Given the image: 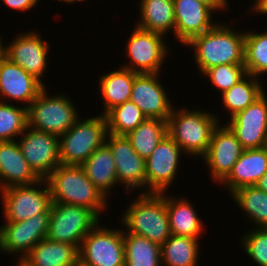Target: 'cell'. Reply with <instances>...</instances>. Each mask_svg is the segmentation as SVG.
Here are the masks:
<instances>
[{
  "instance_id": "obj_1",
  "label": "cell",
  "mask_w": 267,
  "mask_h": 266,
  "mask_svg": "<svg viewBox=\"0 0 267 266\" xmlns=\"http://www.w3.org/2000/svg\"><path fill=\"white\" fill-rule=\"evenodd\" d=\"M228 23H216L193 37L184 46L191 47L201 75L222 64H244L245 31H235Z\"/></svg>"
},
{
  "instance_id": "obj_2",
  "label": "cell",
  "mask_w": 267,
  "mask_h": 266,
  "mask_svg": "<svg viewBox=\"0 0 267 266\" xmlns=\"http://www.w3.org/2000/svg\"><path fill=\"white\" fill-rule=\"evenodd\" d=\"M137 194L120 220L127 233L145 237L161 246L172 235L166 210V192Z\"/></svg>"
},
{
  "instance_id": "obj_3",
  "label": "cell",
  "mask_w": 267,
  "mask_h": 266,
  "mask_svg": "<svg viewBox=\"0 0 267 266\" xmlns=\"http://www.w3.org/2000/svg\"><path fill=\"white\" fill-rule=\"evenodd\" d=\"M46 180L52 202L89 208L99 217L108 209L109 200L87 178L81 165L60 164Z\"/></svg>"
},
{
  "instance_id": "obj_4",
  "label": "cell",
  "mask_w": 267,
  "mask_h": 266,
  "mask_svg": "<svg viewBox=\"0 0 267 266\" xmlns=\"http://www.w3.org/2000/svg\"><path fill=\"white\" fill-rule=\"evenodd\" d=\"M205 111L173 106L168 117V135L192 158H202L207 153L212 133L220 123L219 116Z\"/></svg>"
},
{
  "instance_id": "obj_5",
  "label": "cell",
  "mask_w": 267,
  "mask_h": 266,
  "mask_svg": "<svg viewBox=\"0 0 267 266\" xmlns=\"http://www.w3.org/2000/svg\"><path fill=\"white\" fill-rule=\"evenodd\" d=\"M108 134L105 115L80 118L59 136L60 162L64 165H82L90 155L106 142Z\"/></svg>"
},
{
  "instance_id": "obj_6",
  "label": "cell",
  "mask_w": 267,
  "mask_h": 266,
  "mask_svg": "<svg viewBox=\"0 0 267 266\" xmlns=\"http://www.w3.org/2000/svg\"><path fill=\"white\" fill-rule=\"evenodd\" d=\"M67 93L50 95L46 87L27 107L28 126L57 136L65 134L80 118Z\"/></svg>"
},
{
  "instance_id": "obj_7",
  "label": "cell",
  "mask_w": 267,
  "mask_h": 266,
  "mask_svg": "<svg viewBox=\"0 0 267 266\" xmlns=\"http://www.w3.org/2000/svg\"><path fill=\"white\" fill-rule=\"evenodd\" d=\"M100 220L101 217L89 208L52 202L46 238L79 248L83 238L101 222Z\"/></svg>"
},
{
  "instance_id": "obj_8",
  "label": "cell",
  "mask_w": 267,
  "mask_h": 266,
  "mask_svg": "<svg viewBox=\"0 0 267 266\" xmlns=\"http://www.w3.org/2000/svg\"><path fill=\"white\" fill-rule=\"evenodd\" d=\"M0 195L5 221L20 222L37 214L50 213L52 200L46 179L31 185L8 187L1 190Z\"/></svg>"
},
{
  "instance_id": "obj_9",
  "label": "cell",
  "mask_w": 267,
  "mask_h": 266,
  "mask_svg": "<svg viewBox=\"0 0 267 266\" xmlns=\"http://www.w3.org/2000/svg\"><path fill=\"white\" fill-rule=\"evenodd\" d=\"M79 266H125L123 229L98 223L81 242Z\"/></svg>"
},
{
  "instance_id": "obj_10",
  "label": "cell",
  "mask_w": 267,
  "mask_h": 266,
  "mask_svg": "<svg viewBox=\"0 0 267 266\" xmlns=\"http://www.w3.org/2000/svg\"><path fill=\"white\" fill-rule=\"evenodd\" d=\"M129 36L125 44V55L130 63H123L120 66L139 74L160 73L169 55L165 36L136 26Z\"/></svg>"
},
{
  "instance_id": "obj_11",
  "label": "cell",
  "mask_w": 267,
  "mask_h": 266,
  "mask_svg": "<svg viewBox=\"0 0 267 266\" xmlns=\"http://www.w3.org/2000/svg\"><path fill=\"white\" fill-rule=\"evenodd\" d=\"M50 213H41L20 222L6 221L0 227V252L18 255V261L46 238Z\"/></svg>"
},
{
  "instance_id": "obj_12",
  "label": "cell",
  "mask_w": 267,
  "mask_h": 266,
  "mask_svg": "<svg viewBox=\"0 0 267 266\" xmlns=\"http://www.w3.org/2000/svg\"><path fill=\"white\" fill-rule=\"evenodd\" d=\"M18 139L23 157L40 179H46L61 164L59 136L27 126Z\"/></svg>"
},
{
  "instance_id": "obj_13",
  "label": "cell",
  "mask_w": 267,
  "mask_h": 266,
  "mask_svg": "<svg viewBox=\"0 0 267 266\" xmlns=\"http://www.w3.org/2000/svg\"><path fill=\"white\" fill-rule=\"evenodd\" d=\"M182 154L185 155L168 134L162 138L146 159V193L167 192L176 179Z\"/></svg>"
},
{
  "instance_id": "obj_14",
  "label": "cell",
  "mask_w": 267,
  "mask_h": 266,
  "mask_svg": "<svg viewBox=\"0 0 267 266\" xmlns=\"http://www.w3.org/2000/svg\"><path fill=\"white\" fill-rule=\"evenodd\" d=\"M40 35L37 30L17 33L12 42L3 46V55L44 85L42 79L44 73H47L50 44Z\"/></svg>"
},
{
  "instance_id": "obj_15",
  "label": "cell",
  "mask_w": 267,
  "mask_h": 266,
  "mask_svg": "<svg viewBox=\"0 0 267 266\" xmlns=\"http://www.w3.org/2000/svg\"><path fill=\"white\" fill-rule=\"evenodd\" d=\"M221 121L214 129L207 153L202 157L213 182L221 183L245 150L236 135Z\"/></svg>"
},
{
  "instance_id": "obj_16",
  "label": "cell",
  "mask_w": 267,
  "mask_h": 266,
  "mask_svg": "<svg viewBox=\"0 0 267 266\" xmlns=\"http://www.w3.org/2000/svg\"><path fill=\"white\" fill-rule=\"evenodd\" d=\"M106 143L114 158L118 185H123L127 193L134 189L146 193V160L137 154L126 135L108 133Z\"/></svg>"
},
{
  "instance_id": "obj_17",
  "label": "cell",
  "mask_w": 267,
  "mask_h": 266,
  "mask_svg": "<svg viewBox=\"0 0 267 266\" xmlns=\"http://www.w3.org/2000/svg\"><path fill=\"white\" fill-rule=\"evenodd\" d=\"M225 124L236 135L244 149H259L267 144L266 91L251 105L237 112Z\"/></svg>"
},
{
  "instance_id": "obj_18",
  "label": "cell",
  "mask_w": 267,
  "mask_h": 266,
  "mask_svg": "<svg viewBox=\"0 0 267 266\" xmlns=\"http://www.w3.org/2000/svg\"><path fill=\"white\" fill-rule=\"evenodd\" d=\"M45 87L46 85L21 66L11 62L4 55L0 57V101H16L28 107Z\"/></svg>"
},
{
  "instance_id": "obj_19",
  "label": "cell",
  "mask_w": 267,
  "mask_h": 266,
  "mask_svg": "<svg viewBox=\"0 0 267 266\" xmlns=\"http://www.w3.org/2000/svg\"><path fill=\"white\" fill-rule=\"evenodd\" d=\"M160 73H140L133 82L130 100L150 119L168 121L173 109L161 80Z\"/></svg>"
},
{
  "instance_id": "obj_20",
  "label": "cell",
  "mask_w": 267,
  "mask_h": 266,
  "mask_svg": "<svg viewBox=\"0 0 267 266\" xmlns=\"http://www.w3.org/2000/svg\"><path fill=\"white\" fill-rule=\"evenodd\" d=\"M175 12L174 35L182 45L193 37L205 33L217 22L213 20L214 11L198 0H173Z\"/></svg>"
},
{
  "instance_id": "obj_21",
  "label": "cell",
  "mask_w": 267,
  "mask_h": 266,
  "mask_svg": "<svg viewBox=\"0 0 267 266\" xmlns=\"http://www.w3.org/2000/svg\"><path fill=\"white\" fill-rule=\"evenodd\" d=\"M39 180L16 140L0 142V191L11 186L31 185Z\"/></svg>"
},
{
  "instance_id": "obj_22",
  "label": "cell",
  "mask_w": 267,
  "mask_h": 266,
  "mask_svg": "<svg viewBox=\"0 0 267 266\" xmlns=\"http://www.w3.org/2000/svg\"><path fill=\"white\" fill-rule=\"evenodd\" d=\"M266 172L267 148L245 149L220 186L232 194L241 187L256 185Z\"/></svg>"
},
{
  "instance_id": "obj_23",
  "label": "cell",
  "mask_w": 267,
  "mask_h": 266,
  "mask_svg": "<svg viewBox=\"0 0 267 266\" xmlns=\"http://www.w3.org/2000/svg\"><path fill=\"white\" fill-rule=\"evenodd\" d=\"M21 262L26 266H79V248L45 238Z\"/></svg>"
},
{
  "instance_id": "obj_24",
  "label": "cell",
  "mask_w": 267,
  "mask_h": 266,
  "mask_svg": "<svg viewBox=\"0 0 267 266\" xmlns=\"http://www.w3.org/2000/svg\"><path fill=\"white\" fill-rule=\"evenodd\" d=\"M87 178L108 200L113 187L117 186V172L113 155L105 142L81 165Z\"/></svg>"
},
{
  "instance_id": "obj_25",
  "label": "cell",
  "mask_w": 267,
  "mask_h": 266,
  "mask_svg": "<svg viewBox=\"0 0 267 266\" xmlns=\"http://www.w3.org/2000/svg\"><path fill=\"white\" fill-rule=\"evenodd\" d=\"M138 74L120 66L117 70L99 76L100 98L104 107L102 115L113 107L130 100L133 82Z\"/></svg>"
},
{
  "instance_id": "obj_26",
  "label": "cell",
  "mask_w": 267,
  "mask_h": 266,
  "mask_svg": "<svg viewBox=\"0 0 267 266\" xmlns=\"http://www.w3.org/2000/svg\"><path fill=\"white\" fill-rule=\"evenodd\" d=\"M188 198H177L166 194V210L172 235L189 236L199 239L203 222Z\"/></svg>"
},
{
  "instance_id": "obj_27",
  "label": "cell",
  "mask_w": 267,
  "mask_h": 266,
  "mask_svg": "<svg viewBox=\"0 0 267 266\" xmlns=\"http://www.w3.org/2000/svg\"><path fill=\"white\" fill-rule=\"evenodd\" d=\"M140 17L136 27L168 36V33L174 34L175 12L173 0H140ZM172 30V31H171ZM167 35V36H166Z\"/></svg>"
},
{
  "instance_id": "obj_28",
  "label": "cell",
  "mask_w": 267,
  "mask_h": 266,
  "mask_svg": "<svg viewBox=\"0 0 267 266\" xmlns=\"http://www.w3.org/2000/svg\"><path fill=\"white\" fill-rule=\"evenodd\" d=\"M198 242L197 238L171 235L161 245V266H197Z\"/></svg>"
},
{
  "instance_id": "obj_29",
  "label": "cell",
  "mask_w": 267,
  "mask_h": 266,
  "mask_svg": "<svg viewBox=\"0 0 267 266\" xmlns=\"http://www.w3.org/2000/svg\"><path fill=\"white\" fill-rule=\"evenodd\" d=\"M262 80L253 75L247 74L237 84L233 85L229 90L223 92L222 105L227 110L231 118L237 112L244 110L251 105L265 91L261 83Z\"/></svg>"
},
{
  "instance_id": "obj_30",
  "label": "cell",
  "mask_w": 267,
  "mask_h": 266,
  "mask_svg": "<svg viewBox=\"0 0 267 266\" xmlns=\"http://www.w3.org/2000/svg\"><path fill=\"white\" fill-rule=\"evenodd\" d=\"M123 229L125 266H161V246Z\"/></svg>"
},
{
  "instance_id": "obj_31",
  "label": "cell",
  "mask_w": 267,
  "mask_h": 266,
  "mask_svg": "<svg viewBox=\"0 0 267 266\" xmlns=\"http://www.w3.org/2000/svg\"><path fill=\"white\" fill-rule=\"evenodd\" d=\"M232 198L255 228H267V193L257 186H245L234 191Z\"/></svg>"
},
{
  "instance_id": "obj_32",
  "label": "cell",
  "mask_w": 267,
  "mask_h": 266,
  "mask_svg": "<svg viewBox=\"0 0 267 266\" xmlns=\"http://www.w3.org/2000/svg\"><path fill=\"white\" fill-rule=\"evenodd\" d=\"M167 134V121L147 118L126 137L137 154L146 160Z\"/></svg>"
},
{
  "instance_id": "obj_33",
  "label": "cell",
  "mask_w": 267,
  "mask_h": 266,
  "mask_svg": "<svg viewBox=\"0 0 267 266\" xmlns=\"http://www.w3.org/2000/svg\"><path fill=\"white\" fill-rule=\"evenodd\" d=\"M244 66L249 75L259 79L267 74V30L256 32V30L245 31Z\"/></svg>"
},
{
  "instance_id": "obj_34",
  "label": "cell",
  "mask_w": 267,
  "mask_h": 266,
  "mask_svg": "<svg viewBox=\"0 0 267 266\" xmlns=\"http://www.w3.org/2000/svg\"><path fill=\"white\" fill-rule=\"evenodd\" d=\"M108 133L127 135L147 119L142 110L131 100L113 107L105 114Z\"/></svg>"
},
{
  "instance_id": "obj_35",
  "label": "cell",
  "mask_w": 267,
  "mask_h": 266,
  "mask_svg": "<svg viewBox=\"0 0 267 266\" xmlns=\"http://www.w3.org/2000/svg\"><path fill=\"white\" fill-rule=\"evenodd\" d=\"M27 126V107L0 101V142L17 140Z\"/></svg>"
},
{
  "instance_id": "obj_36",
  "label": "cell",
  "mask_w": 267,
  "mask_h": 266,
  "mask_svg": "<svg viewBox=\"0 0 267 266\" xmlns=\"http://www.w3.org/2000/svg\"><path fill=\"white\" fill-rule=\"evenodd\" d=\"M247 75L244 64H222L207 69L202 76L209 78L220 94L229 90Z\"/></svg>"
},
{
  "instance_id": "obj_37",
  "label": "cell",
  "mask_w": 267,
  "mask_h": 266,
  "mask_svg": "<svg viewBox=\"0 0 267 266\" xmlns=\"http://www.w3.org/2000/svg\"><path fill=\"white\" fill-rule=\"evenodd\" d=\"M240 246L259 266H267V228H253L243 233Z\"/></svg>"
},
{
  "instance_id": "obj_38",
  "label": "cell",
  "mask_w": 267,
  "mask_h": 266,
  "mask_svg": "<svg viewBox=\"0 0 267 266\" xmlns=\"http://www.w3.org/2000/svg\"><path fill=\"white\" fill-rule=\"evenodd\" d=\"M4 5L8 6L12 10L29 11L33 7L37 6L39 0H1Z\"/></svg>"
},
{
  "instance_id": "obj_39",
  "label": "cell",
  "mask_w": 267,
  "mask_h": 266,
  "mask_svg": "<svg viewBox=\"0 0 267 266\" xmlns=\"http://www.w3.org/2000/svg\"><path fill=\"white\" fill-rule=\"evenodd\" d=\"M198 1L209 6L215 13L219 10H220L219 12H222L224 9L227 10L230 6L228 0H198Z\"/></svg>"
},
{
  "instance_id": "obj_40",
  "label": "cell",
  "mask_w": 267,
  "mask_h": 266,
  "mask_svg": "<svg viewBox=\"0 0 267 266\" xmlns=\"http://www.w3.org/2000/svg\"><path fill=\"white\" fill-rule=\"evenodd\" d=\"M252 6L249 9L256 14L266 15L267 16V0H252Z\"/></svg>"
},
{
  "instance_id": "obj_41",
  "label": "cell",
  "mask_w": 267,
  "mask_h": 266,
  "mask_svg": "<svg viewBox=\"0 0 267 266\" xmlns=\"http://www.w3.org/2000/svg\"><path fill=\"white\" fill-rule=\"evenodd\" d=\"M255 186L267 193V172L259 179Z\"/></svg>"
},
{
  "instance_id": "obj_42",
  "label": "cell",
  "mask_w": 267,
  "mask_h": 266,
  "mask_svg": "<svg viewBox=\"0 0 267 266\" xmlns=\"http://www.w3.org/2000/svg\"><path fill=\"white\" fill-rule=\"evenodd\" d=\"M39 1H40V0H39ZM55 1H56V0H55ZM58 1L65 2V3H67V4H74V2L76 3V1L82 3V1L84 2L85 0H58Z\"/></svg>"
},
{
  "instance_id": "obj_43",
  "label": "cell",
  "mask_w": 267,
  "mask_h": 266,
  "mask_svg": "<svg viewBox=\"0 0 267 266\" xmlns=\"http://www.w3.org/2000/svg\"><path fill=\"white\" fill-rule=\"evenodd\" d=\"M4 45L5 44L3 43L2 38L0 37V57L3 55V46Z\"/></svg>"
},
{
  "instance_id": "obj_44",
  "label": "cell",
  "mask_w": 267,
  "mask_h": 266,
  "mask_svg": "<svg viewBox=\"0 0 267 266\" xmlns=\"http://www.w3.org/2000/svg\"><path fill=\"white\" fill-rule=\"evenodd\" d=\"M16 266H26V265H24L21 261H18Z\"/></svg>"
}]
</instances>
